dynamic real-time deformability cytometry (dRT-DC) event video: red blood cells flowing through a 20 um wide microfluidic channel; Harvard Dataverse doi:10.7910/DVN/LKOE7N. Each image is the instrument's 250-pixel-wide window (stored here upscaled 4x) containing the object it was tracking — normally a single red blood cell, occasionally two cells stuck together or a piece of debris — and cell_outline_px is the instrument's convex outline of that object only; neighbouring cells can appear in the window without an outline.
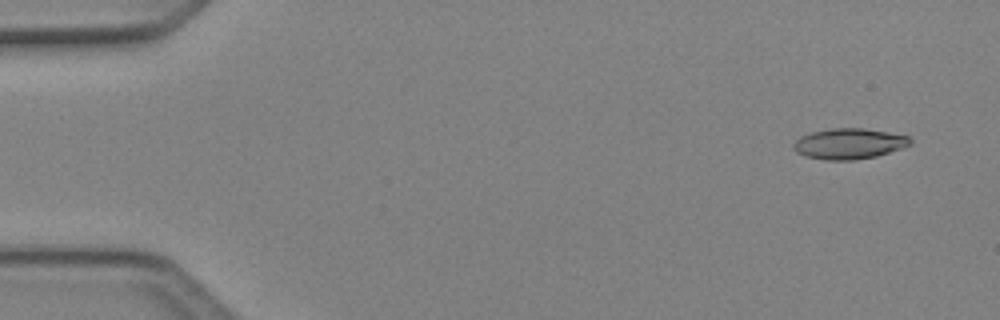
{"species": "Egyptian fruit bat (a non-hibernating species)", "species_latin": "Rousettus aegyptiacus", "temperature_condition": "cold", "stored_images_in_passage": 5, "camera_frame_rate_fps": 3000, "um_per_image_px": 0.085, "animal": {"sex": "female"}, "frame": {"image": 1, "passage_image": 1, "time_ms": 0.0, "image_size_px": [1000, 320], "cell_outline_px": [[912, 144], [876, 156], [852, 160], [824, 160], [804, 156], [796, 152], [792, 148], [792, 144], [800, 136], [812, 132], [832, 128], [864, 128], [888, 132], [908, 136], [912, 140]], "centroid_in_image_um": [72.13, 12.21], "position_along_channel_um": 12.9, "area_um2": 20.87}}
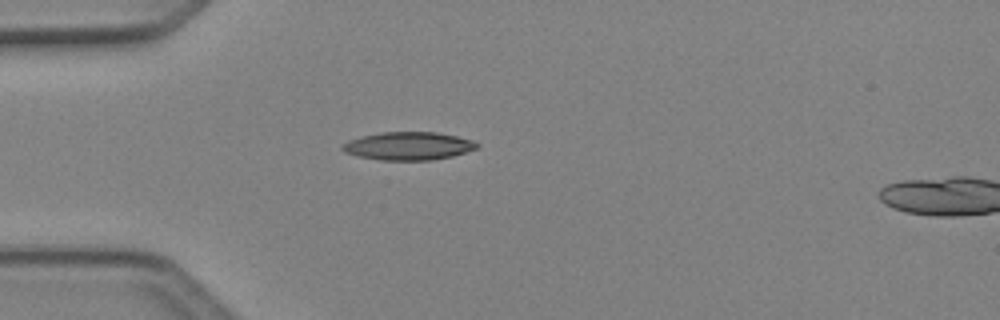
{"frame": {"image": 2, "passage_image": 4, "time_ms": 1.0, "image_size_px": [1000, 320], "cell_outline_px": [[480, 144], [476, 148], [452, 156], [432, 160], [380, 160], [356, 156], [344, 152], [340, 148], [340, 144], [348, 140], [360, 136], [380, 132], [436, 132], [456, 136], [472, 140]], "centroid_in_image_um": [34.64, 12.4], "position_along_channel_um": 50.4, "area_um2": 22.14}}